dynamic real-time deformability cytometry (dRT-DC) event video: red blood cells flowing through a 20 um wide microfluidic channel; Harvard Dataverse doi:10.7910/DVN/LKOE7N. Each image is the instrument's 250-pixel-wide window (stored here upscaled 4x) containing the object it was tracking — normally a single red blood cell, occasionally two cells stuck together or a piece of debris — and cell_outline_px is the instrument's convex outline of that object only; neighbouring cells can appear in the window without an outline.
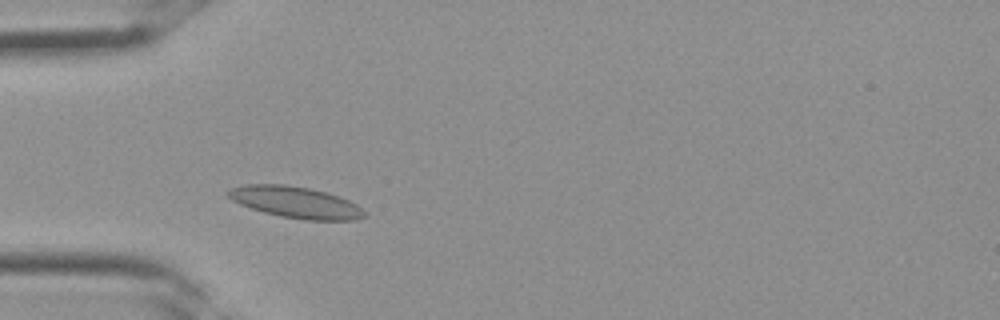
{"species": "Egyptian fruit bat (a non-hibernating species)", "species_latin": "Rousettus aegyptiacus", "temperature_condition": "room temperature", "stored_images_in_passage": 26, "camera_frame_rate_fps": 3000, "um_per_image_px": 0.085, "frame": {"image": 1, "passage_image": 2, "time_ms": 0.333, "image_size_px": [1000, 320], "cell_outline_px": [[368, 216], [356, 220], [308, 220], [280, 216], [264, 212], [240, 204], [232, 200], [224, 192], [232, 188], [248, 184], [284, 184], [308, 188], [340, 196], [356, 204], [368, 212]], "centroid_in_image_um": [25.17, 17.2], "position_along_channel_um": 59.8, "area_um2": 24.97}}
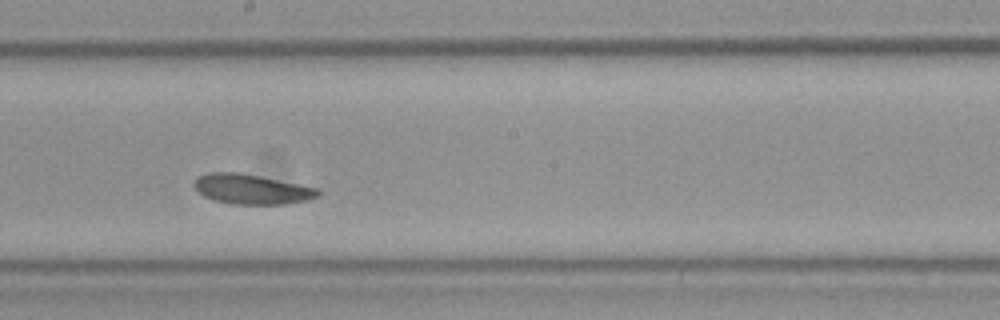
{"frame": {"image": 2, "passage_image": 11, "time_ms": 3.333, "image_size_px": [1000, 320], "cell_outline_px": [[320, 192], [316, 196], [308, 200], [288, 204], [232, 204], [216, 200], [204, 196], [192, 184], [196, 176], [208, 172], [240, 172], [320, 188]], "centroid_in_image_um": [21.39, 16.07], "position_along_channel_um": 226.8, "area_um2": 21.68}}
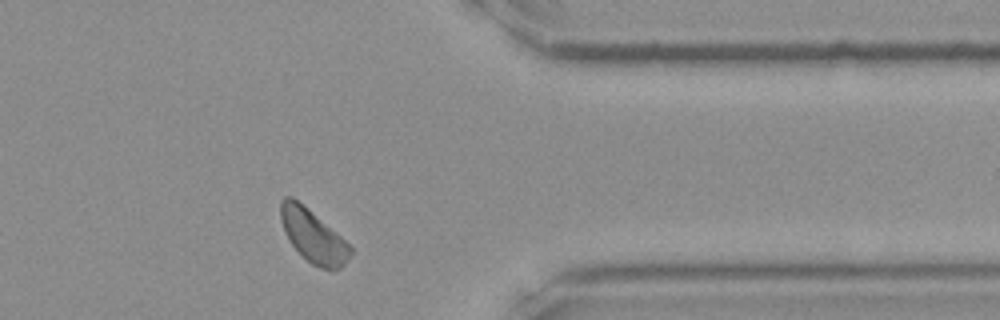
{"frame": {"image": 3, "passage_image": 20, "time_ms": 6.333, "image_size_px": [1000, 320], "cell_outline_px": [[352, 252], [348, 260], [340, 268], [320, 268], [312, 264], [292, 244], [280, 220], [280, 200], [284, 196], [292, 196], [308, 208], [340, 236], [352, 248]], "centroid_in_image_um": [26.6, 20.02], "position_along_channel_um": 384.8, "area_um2": 20.87}}